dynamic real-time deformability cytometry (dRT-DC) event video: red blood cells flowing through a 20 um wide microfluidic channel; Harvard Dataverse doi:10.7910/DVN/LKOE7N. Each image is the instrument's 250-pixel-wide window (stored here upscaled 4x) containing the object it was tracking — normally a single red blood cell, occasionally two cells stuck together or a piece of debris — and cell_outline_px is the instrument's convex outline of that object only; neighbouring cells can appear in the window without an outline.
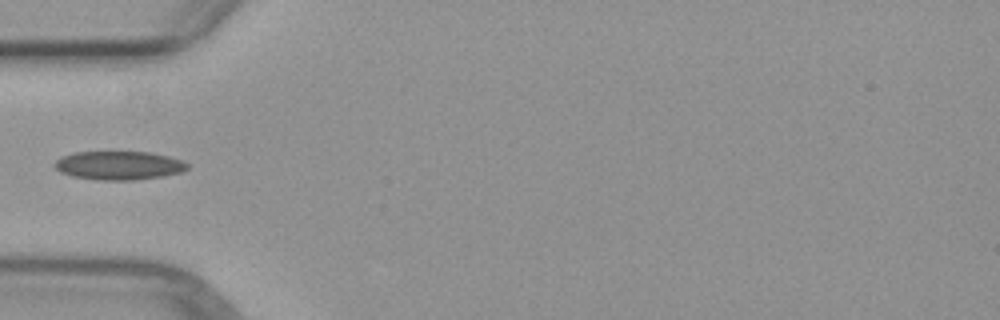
{"species": "common noctule bat (a hibernating species)", "species_latin": "Nyctalus noctula", "temperature_condition": "warm", "stored_images_in_passage": 3, "camera_frame_rate_fps": 3000, "um_per_image_px": 0.085, "animal": {"sex": "female", "body_mass_g": 29.2, "forearm_length_mm": 56.3}, "frame": {"image": 1, "passage_image": 3, "time_ms": 2.333, "image_size_px": [1000, 320], "cell_outline_px": [[188, 168], [180, 172], [164, 176], [136, 180], [96, 180], [72, 176], [60, 172], [52, 164], [60, 156], [76, 152], [148, 152], [168, 156], [184, 160], [188, 164]], "centroid_in_image_um": [10.09, 14.06], "position_along_channel_um": 74.9, "area_um2": 22.31}}